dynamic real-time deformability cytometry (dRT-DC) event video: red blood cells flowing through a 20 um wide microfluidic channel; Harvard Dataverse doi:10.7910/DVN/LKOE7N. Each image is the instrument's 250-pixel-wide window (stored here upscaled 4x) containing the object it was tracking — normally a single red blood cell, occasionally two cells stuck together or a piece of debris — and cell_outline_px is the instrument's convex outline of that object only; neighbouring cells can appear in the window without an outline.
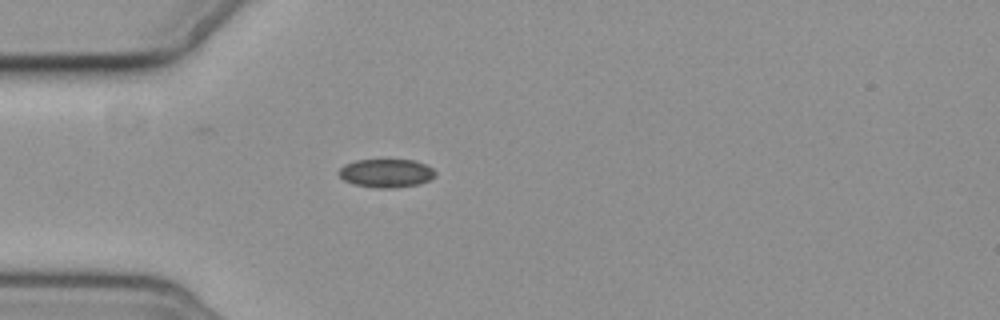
{"species": "common noctule bat (a hibernating species)", "species_latin": "Nyctalus noctula", "temperature_condition": "cold", "stored_images_in_passage": 1, "camera_frame_rate_fps": 3000, "um_per_image_px": 0.085, "animal": {"sex": "female", "body_mass_g": 19.3, "forearm_length_mm": 54.1}, "frame": {"image": 1, "passage_image": 1, "time_ms": 0.0, "image_size_px": [1000, 320], "cell_outline_px": [[436, 176], [428, 180], [416, 184], [396, 188], [376, 188], [352, 184], [344, 180], [336, 172], [344, 164], [356, 160], [416, 160], [432, 168], [436, 172]], "centroid_in_image_um": [32.8, 14.72], "position_along_channel_um": 52.2, "area_um2": 16.07}}